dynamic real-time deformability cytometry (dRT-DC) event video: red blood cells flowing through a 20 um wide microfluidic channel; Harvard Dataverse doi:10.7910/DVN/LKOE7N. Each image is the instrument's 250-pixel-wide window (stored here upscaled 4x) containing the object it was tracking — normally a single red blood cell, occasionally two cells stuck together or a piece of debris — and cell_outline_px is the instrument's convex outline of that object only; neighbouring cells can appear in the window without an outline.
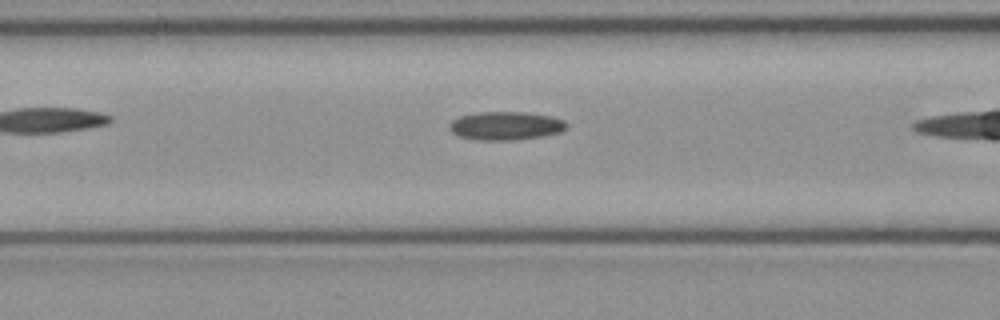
{"species": "common noctule bat (a hibernating species)", "species_latin": "Nyctalus noctula", "temperature_condition": "cold", "stored_images_in_passage": 15, "camera_frame_rate_fps": 3000, "um_per_image_px": 0.085, "animal": {"sex": "female", "body_mass_g": 21.9}, "frame": {"image": 1, "passage_image": 5, "time_ms": 1.333, "image_size_px": [1000, 320], "cell_outline_px": [[568, 128], [560, 132], [540, 136], [516, 140], [480, 140], [460, 136], [452, 132], [448, 128], [448, 124], [452, 120], [460, 116], [480, 112], [524, 112], [552, 116], [564, 120], [568, 124]], "centroid_in_image_um": [43.0, 10.69], "position_along_channel_um": 123.6, "area_um2": 19.42}}